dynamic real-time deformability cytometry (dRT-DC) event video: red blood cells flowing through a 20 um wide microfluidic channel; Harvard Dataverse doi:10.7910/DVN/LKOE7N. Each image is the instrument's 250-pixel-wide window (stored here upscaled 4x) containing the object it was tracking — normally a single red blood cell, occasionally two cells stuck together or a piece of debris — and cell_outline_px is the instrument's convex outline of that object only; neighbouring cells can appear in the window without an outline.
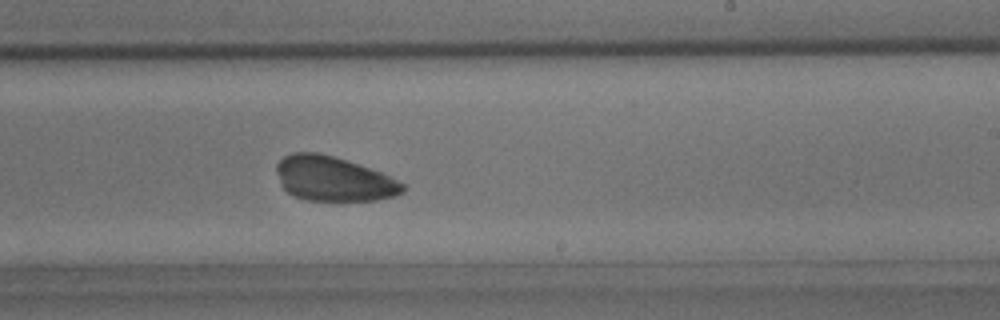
{"species": "common noctule bat (a hibernating species)", "species_latin": "Nyctalus noctula", "temperature_condition": "room temperature", "stored_images_in_passage": 40, "camera_frame_rate_fps": 3000, "um_per_image_px": 0.085, "animal": {"sex": "male", "body_mass_g": 15.6}, "frame": {"image": 1, "passage_image": 23, "time_ms": 7.333, "image_size_px": [1000, 320], "cell_outline_px": [[408, 188], [404, 192], [396, 196], [376, 200], [304, 200], [288, 192], [280, 184], [276, 172], [276, 164], [284, 156], [292, 152], [316, 152], [332, 156], [380, 172], [404, 184]], "centroid_in_image_um": [28.33, 15.21], "position_along_channel_um": 260.7, "area_um2": 32.6}}
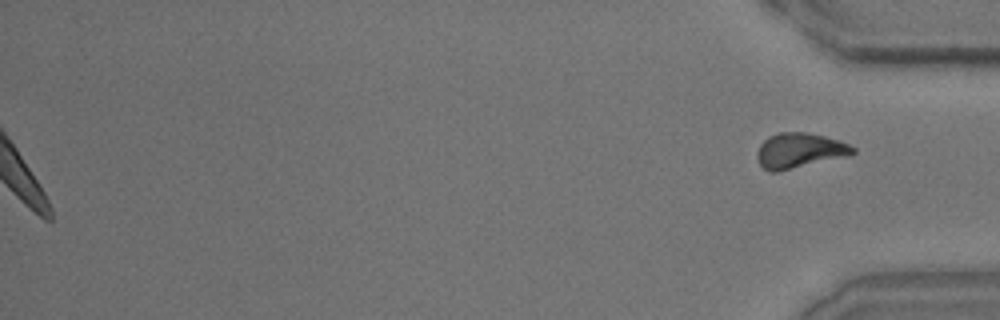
{"frame": {"image": 2, "passage_image": 40, "time_ms": 13.0, "image_size_px": [1000, 320], "cell_outline_px": [[856, 152], [852, 156], [776, 172], [768, 172], [760, 164], [756, 156], [756, 152], [760, 144], [768, 136], [776, 132], [808, 132], [840, 140], [856, 148]], "centroid_in_image_um": [67.98, 12.8], "position_along_channel_um": 367.2, "area_um2": 20.06}}